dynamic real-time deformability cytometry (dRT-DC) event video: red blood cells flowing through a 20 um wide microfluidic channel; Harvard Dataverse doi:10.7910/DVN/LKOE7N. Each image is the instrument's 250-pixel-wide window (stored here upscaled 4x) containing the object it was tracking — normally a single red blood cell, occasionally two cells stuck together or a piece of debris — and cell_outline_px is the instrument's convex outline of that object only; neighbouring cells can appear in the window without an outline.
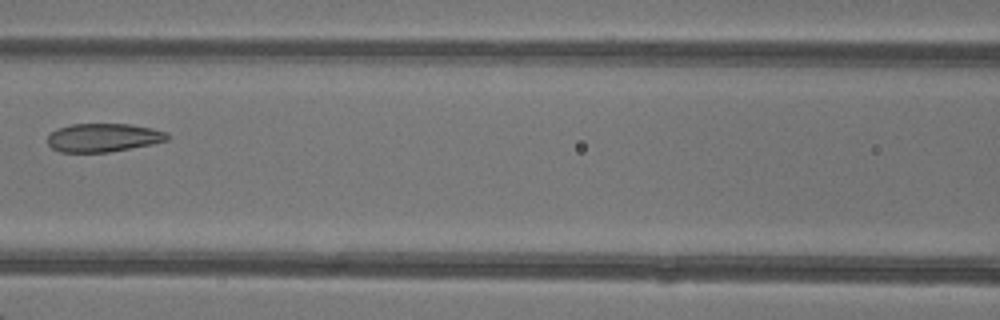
{"species": "common noctule bat (a hibernating species)", "species_latin": "Nyctalus noctula", "temperature_condition": "warm", "stored_images_in_passage": 7, "camera_frame_rate_fps": 3000, "um_per_image_px": 0.085, "animal": {"sex": "female"}, "frame": {"image": 1, "passage_image": 6, "time_ms": 6.0, "image_size_px": [1000, 320], "cell_outline_px": [[168, 140], [152, 144], [108, 152], [60, 152], [52, 148], [48, 144], [48, 136], [56, 128], [72, 124], [128, 124], [152, 128], [168, 132]], "centroid_in_image_um": [8.78, 11.69], "position_along_channel_um": 157.8, "area_um2": 19.83}}
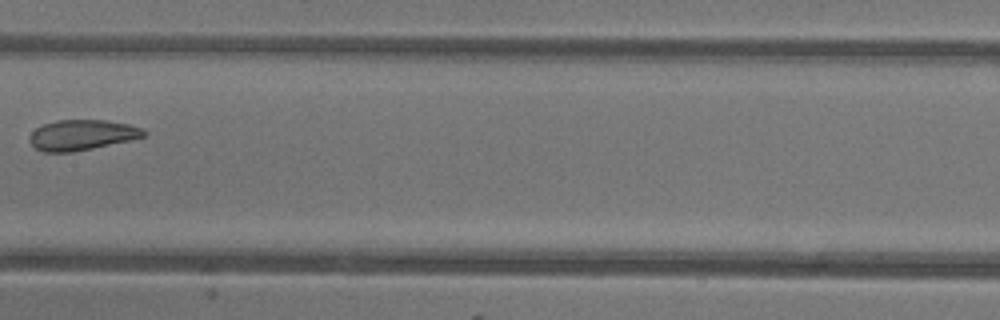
{"frame": {"image": 2, "passage_image": 7, "time_ms": 7.0, "image_size_px": [1000, 320], "cell_outline_px": [[148, 132], [144, 136], [128, 140], [92, 148], [72, 152], [44, 152], [36, 148], [28, 140], [32, 132], [36, 128], [44, 124], [56, 120], [104, 120], [128, 124], [144, 128]], "centroid_in_image_um": [6.96, 11.46], "position_along_channel_um": 200.4, "area_um2": 20.06}}